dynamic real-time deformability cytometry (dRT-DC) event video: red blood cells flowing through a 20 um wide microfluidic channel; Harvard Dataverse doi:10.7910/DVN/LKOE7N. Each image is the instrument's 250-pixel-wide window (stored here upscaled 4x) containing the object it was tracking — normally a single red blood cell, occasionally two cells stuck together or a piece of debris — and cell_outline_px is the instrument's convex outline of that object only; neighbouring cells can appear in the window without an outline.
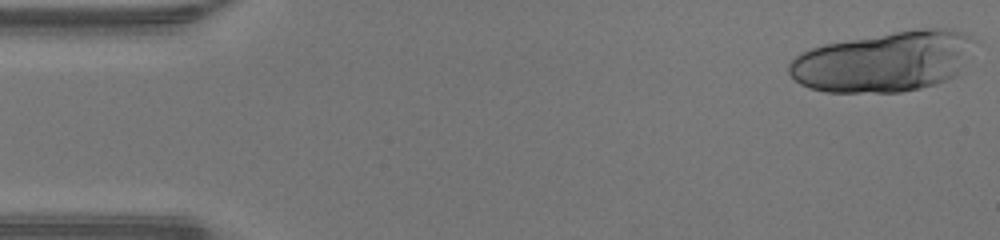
{"species": "human", "species_latin": "Homo sapiens", "temperature_condition": "warm", "stored_images_in_passage": 23, "camera_frame_rate_fps": 3000, "um_per_image_px": 0.085, "donor": {"sex": "male"}, "frame": {"image": 1, "passage_image": 1, "time_ms": 0.0, "image_size_px": [1000, 240], "cell_outline_px": [[976, 40], [956, 76], [948, 80], [936, 84], [920, 88], [900, 92], [824, 92], [808, 88], [800, 84], [788, 72], [788, 64], [796, 56], [812, 48], [824, 44], [920, 28], [952, 28], [968, 32]], "centroid_in_image_um": [75.16, 5.23], "position_along_channel_um": 9.8, "area_um2": 65.14}}
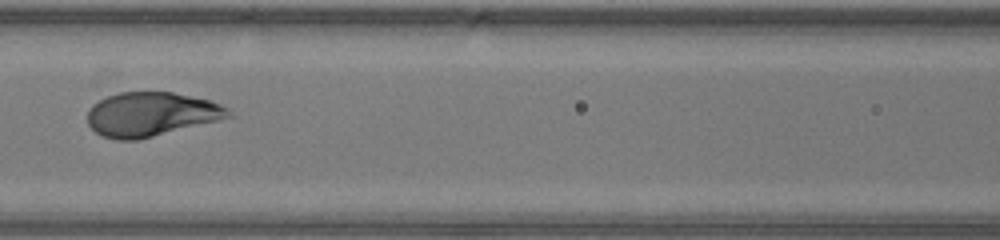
{"frame": {"image": 2, "passage_image": 21, "time_ms": 6.667, "image_size_px": [1000, 240], "cell_outline_px": [[236, 116], [136, 140], [116, 140], [104, 136], [96, 132], [88, 124], [88, 108], [92, 104], [108, 96], [120, 92], [172, 92], [208, 100], [220, 104], [228, 108]], "centroid_in_image_um": [12.85, 9.71], "position_along_channel_um": 153.7, "area_um2": 36.07}}